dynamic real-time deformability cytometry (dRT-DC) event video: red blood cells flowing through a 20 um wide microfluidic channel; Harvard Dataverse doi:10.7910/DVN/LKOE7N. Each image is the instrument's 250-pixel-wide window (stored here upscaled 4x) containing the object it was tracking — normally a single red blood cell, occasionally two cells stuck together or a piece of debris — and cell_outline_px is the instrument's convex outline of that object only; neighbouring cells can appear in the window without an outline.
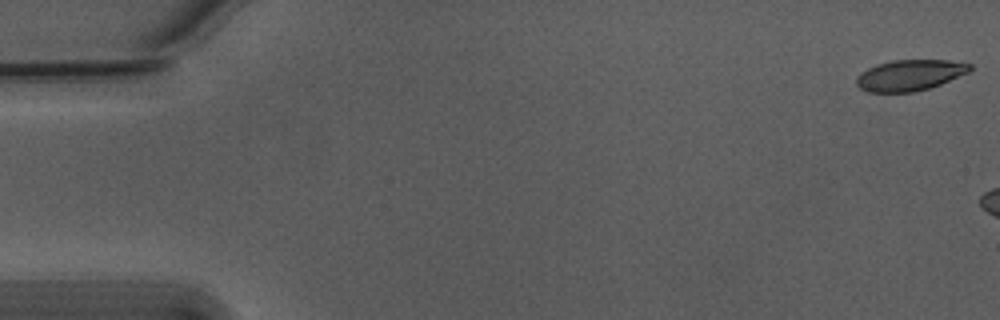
{"species": "Egyptian fruit bat (a non-hibernating species)", "species_latin": "Rousettus aegyptiacus", "temperature_condition": "warm", "stored_images_in_passage": 8, "camera_frame_rate_fps": 3000, "um_per_image_px": 0.085, "animal": {"sex": "male"}, "frame": {"image": 1, "passage_image": 1, "time_ms": 0.0, "image_size_px": [1000, 320], "cell_outline_px": [[972, 68], [968, 72], [940, 84], [928, 88], [912, 92], [868, 92], [860, 88], [856, 84], [856, 76], [860, 72], [876, 64], [892, 60], [948, 60], [972, 64]], "centroid_in_image_um": [77.29, 6.38], "position_along_channel_um": 7.7, "area_um2": 20.4}}